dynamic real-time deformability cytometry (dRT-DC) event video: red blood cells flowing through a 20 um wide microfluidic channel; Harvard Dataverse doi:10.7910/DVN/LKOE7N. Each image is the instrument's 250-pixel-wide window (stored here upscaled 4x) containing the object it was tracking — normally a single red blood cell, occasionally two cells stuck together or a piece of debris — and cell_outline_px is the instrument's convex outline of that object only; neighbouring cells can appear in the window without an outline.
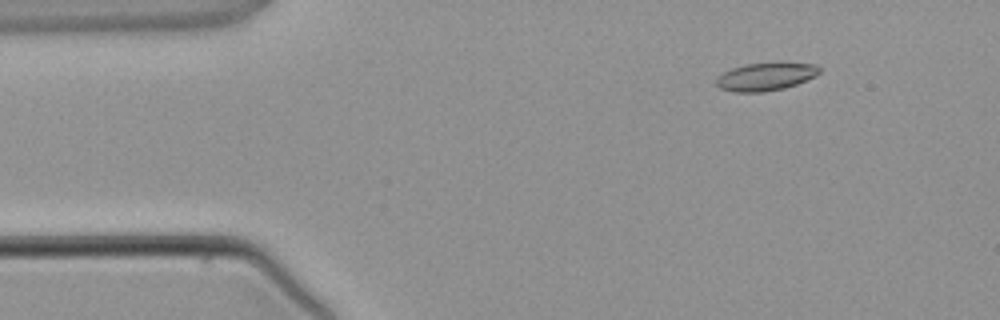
{"species": "common noctule bat (a hibernating species)", "species_latin": "Nyctalus noctula", "temperature_condition": "warm", "stored_images_in_passage": 3, "camera_frame_rate_fps": 3000, "um_per_image_px": 0.085, "animal": {"sex": "male", "body_mass_g": 21.5, "forearm_length_mm": 52.0}, "frame": {"image": 1, "passage_image": 2, "time_ms": 1.333, "image_size_px": [1000, 320], "cell_outline_px": [[820, 72], [816, 76], [796, 84], [784, 88], [764, 92], [736, 92], [720, 88], [716, 84], [716, 80], [724, 72], [732, 68], [748, 64], [816, 64], [820, 68]], "centroid_in_image_um": [65.08, 6.54], "position_along_channel_um": 19.9, "area_um2": 16.24}}